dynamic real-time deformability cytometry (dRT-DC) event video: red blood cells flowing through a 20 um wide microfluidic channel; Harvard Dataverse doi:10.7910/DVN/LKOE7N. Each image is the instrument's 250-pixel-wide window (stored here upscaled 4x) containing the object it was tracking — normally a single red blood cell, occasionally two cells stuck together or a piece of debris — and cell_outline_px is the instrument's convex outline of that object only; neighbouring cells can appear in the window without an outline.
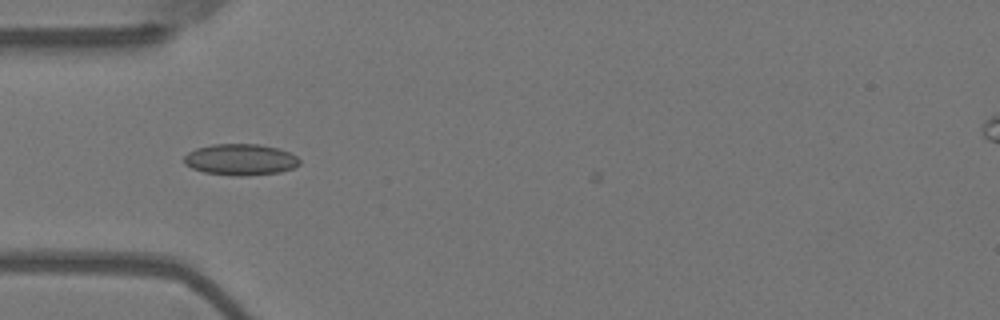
{"species": "Egyptian fruit bat (a non-hibernating species)", "species_latin": "Rousettus aegyptiacus", "temperature_condition": "warm", "stored_images_in_passage": 5, "camera_frame_rate_fps": 3000, "um_per_image_px": 0.085, "animal": {"sex": "female"}, "frame": {"image": 1, "passage_image": 2, "time_ms": 0.333, "image_size_px": [1000, 320], "cell_outline_px": [[300, 164], [292, 168], [280, 172], [244, 176], [236, 176], [204, 172], [192, 168], [184, 164], [184, 156], [188, 152], [196, 148], [212, 144], [260, 144], [276, 148], [288, 152], [296, 156], [300, 160]], "centroid_in_image_um": [20.42, 13.56], "position_along_channel_um": 64.6, "area_um2": 21.04}}